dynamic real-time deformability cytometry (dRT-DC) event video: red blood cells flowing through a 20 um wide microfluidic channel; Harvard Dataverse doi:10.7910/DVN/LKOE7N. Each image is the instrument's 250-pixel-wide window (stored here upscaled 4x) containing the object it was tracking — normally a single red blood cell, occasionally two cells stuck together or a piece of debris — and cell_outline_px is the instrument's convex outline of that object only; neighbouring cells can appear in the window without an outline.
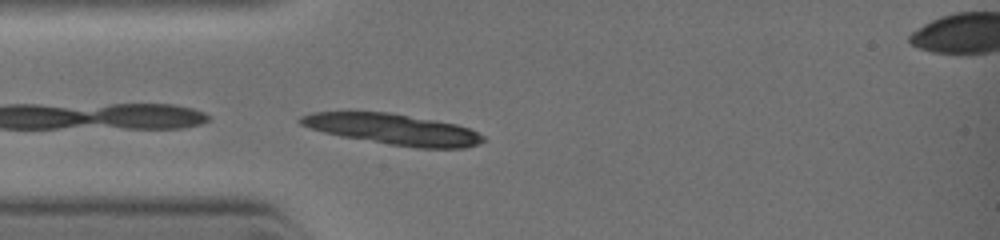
{"species": "common noctule bat (a hibernating species)", "species_latin": "Nyctalus noctula", "temperature_condition": "warm", "stored_images_in_passage": 10, "camera_frame_rate_fps": 3000, "um_per_image_px": 0.085, "animal": {"sex": "female", "body_mass_g": 19.0, "forearm_length_mm": 51.5}, "frame": {"image": 1, "passage_image": 6, "time_ms": 2.333, "image_size_px": [1000, 240], "cell_outline_px": [[488, 140], [464, 148], [416, 148], [388, 144], [340, 136], [324, 132], [300, 124], [296, 120], [300, 116], [312, 112], [388, 112], [456, 124], [468, 128], [484, 136]], "centroid_in_image_um": [33.4, 10.99], "position_along_channel_um": 51.6, "area_um2": 32.66}}